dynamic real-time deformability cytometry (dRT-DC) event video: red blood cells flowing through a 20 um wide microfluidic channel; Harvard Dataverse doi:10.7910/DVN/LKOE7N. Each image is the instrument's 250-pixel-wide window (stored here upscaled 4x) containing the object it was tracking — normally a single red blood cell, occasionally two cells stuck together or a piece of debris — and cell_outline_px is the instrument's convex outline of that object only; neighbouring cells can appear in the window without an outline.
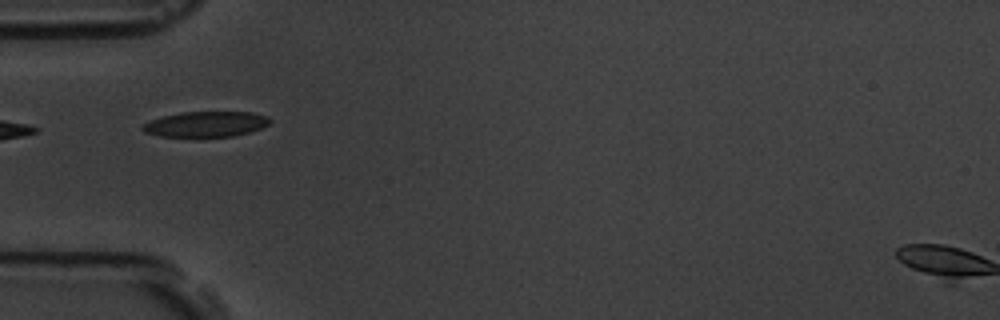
{"species": "common noctule bat (a hibernating species)", "species_latin": "Nyctalus noctula", "temperature_condition": "room temperature", "stored_images_in_passage": 3, "camera_frame_rate_fps": 3000, "um_per_image_px": 0.085, "animal": {"sex": "male", "body_mass_g": 19.5, "forearm_length_mm": 54.6}, "frame": {"image": 1, "passage_image": 2, "time_ms": 1.333, "image_size_px": [1000, 320], "cell_outline_px": [[272, 120], [268, 124], [252, 132], [232, 136], [200, 140], [196, 140], [160, 136], [144, 132], [140, 128], [144, 124], [152, 120], [164, 116], [180, 112], [252, 112], [268, 116]], "centroid_in_image_um": [17.49, 10.61], "position_along_channel_um": 67.5, "area_um2": 19.83}}
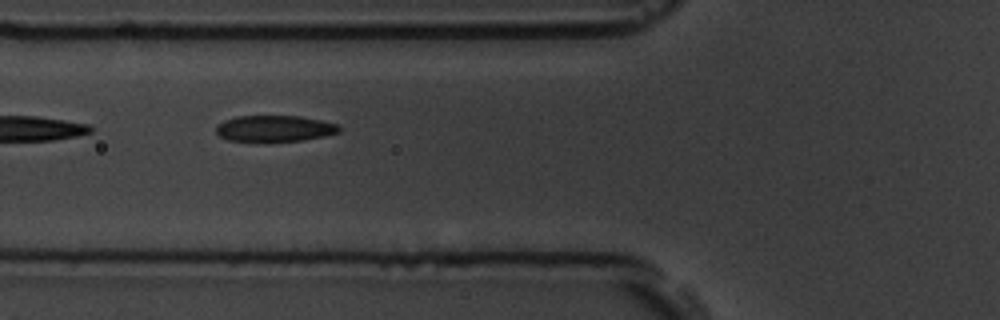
{"frame": {"image": 2, "passage_image": 3, "time_ms": 2.333, "image_size_px": [1000, 320], "cell_outline_px": [[340, 132], [324, 136], [300, 140], [264, 144], [228, 140], [220, 136], [216, 132], [216, 124], [224, 120], [236, 116], [300, 116], [320, 120], [336, 124], [340, 128]], "centroid_in_image_um": [23.27, 10.96], "position_along_channel_um": 102.5, "area_um2": 19.42}}